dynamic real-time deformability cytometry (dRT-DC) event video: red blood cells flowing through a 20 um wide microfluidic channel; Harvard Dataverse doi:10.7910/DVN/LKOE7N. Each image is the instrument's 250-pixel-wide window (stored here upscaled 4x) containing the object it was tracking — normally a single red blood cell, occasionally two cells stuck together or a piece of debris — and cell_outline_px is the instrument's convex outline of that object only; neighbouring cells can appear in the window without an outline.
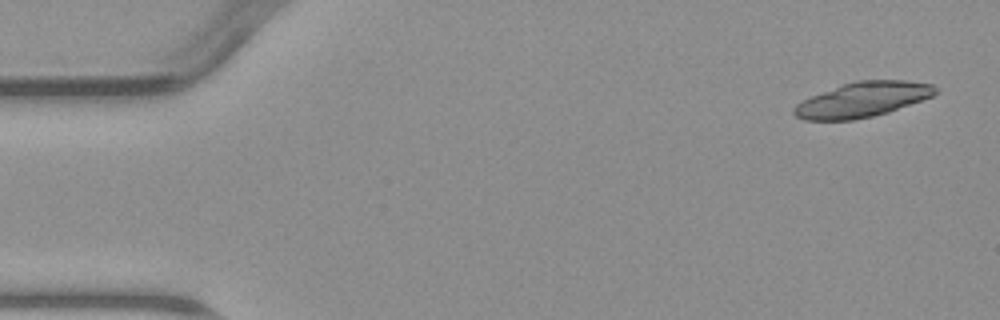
{"species": "common noctule bat (a hibernating species)", "species_latin": "Nyctalus noctula", "temperature_condition": "warm", "stored_images_in_passage": 4, "camera_frame_rate_fps": 3000, "um_per_image_px": 0.085, "animal": {"sex": "male", "body_mass_g": 23.1, "forearm_length_mm": 52.7}, "frame": {"image": 1, "passage_image": 1, "time_ms": 0.0, "image_size_px": [1000, 320], "cell_outline_px": [[936, 92], [932, 96], [888, 112], [872, 116], [852, 120], [804, 120], [796, 116], [792, 112], [792, 108], [796, 104], [812, 96], [844, 84], [856, 80], [908, 80], [932, 84], [936, 88]], "centroid_in_image_um": [73.31, 8.47], "position_along_channel_um": 11.7, "area_um2": 28.44}}